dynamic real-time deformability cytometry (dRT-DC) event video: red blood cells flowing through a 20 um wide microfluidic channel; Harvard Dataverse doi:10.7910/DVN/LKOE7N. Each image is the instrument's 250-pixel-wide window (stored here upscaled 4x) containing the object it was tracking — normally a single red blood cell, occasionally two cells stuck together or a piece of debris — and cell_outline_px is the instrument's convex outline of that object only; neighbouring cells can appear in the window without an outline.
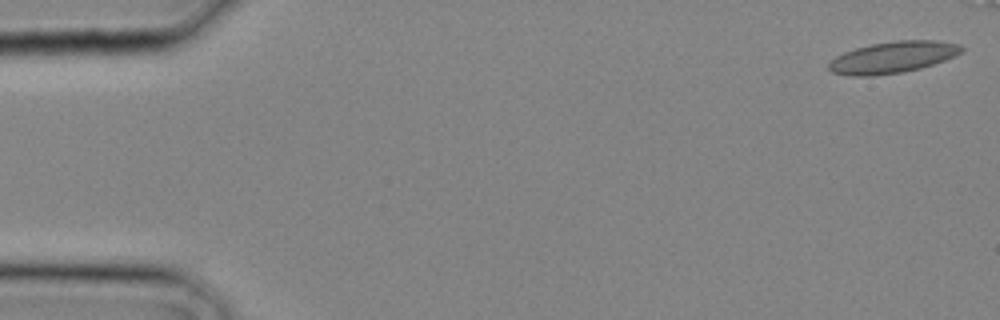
{"species": "common noctule bat (a hibernating species)", "species_latin": "Nyctalus noctula", "temperature_condition": "cold", "stored_images_in_passage": 16, "segment_of_instrument_passage": [1, 2], "camera_frame_rate_fps": 3000, "um_per_image_px": 0.085, "animal": {"sex": "male", "body_mass_g": 20.4}, "frame": {"image": 1, "passage_image": 1, "time_ms": 0.0, "image_size_px": [1000, 320], "cell_outline_px": [[964, 48], [960, 52], [944, 60], [920, 68], [900, 72], [872, 76], [852, 76], [832, 72], [828, 68], [828, 64], [836, 56], [844, 52], [856, 48], [872, 44], [896, 40], [936, 40], [960, 44]], "centroid_in_image_um": [75.87, 4.86], "position_along_channel_um": 9.1, "area_um2": 24.1}}
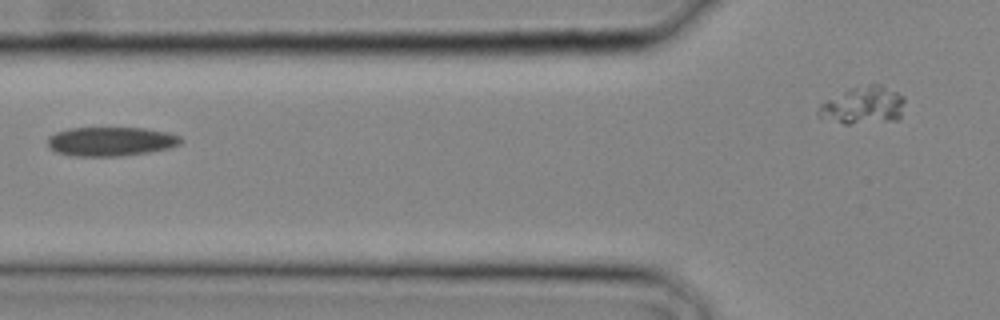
{"frame": {"image": 2, "passage_image": 12, "time_ms": 3.667, "image_size_px": [1000, 320], "cell_outline_px": [[184, 140], [180, 144], [172, 148], [124, 156], [72, 156], [56, 152], [48, 148], [48, 136], [56, 132], [68, 128], [144, 128], [168, 132], [180, 136]], "centroid_in_image_um": [9.43, 12.03], "position_along_channel_um": 116.4, "area_um2": 22.89}}
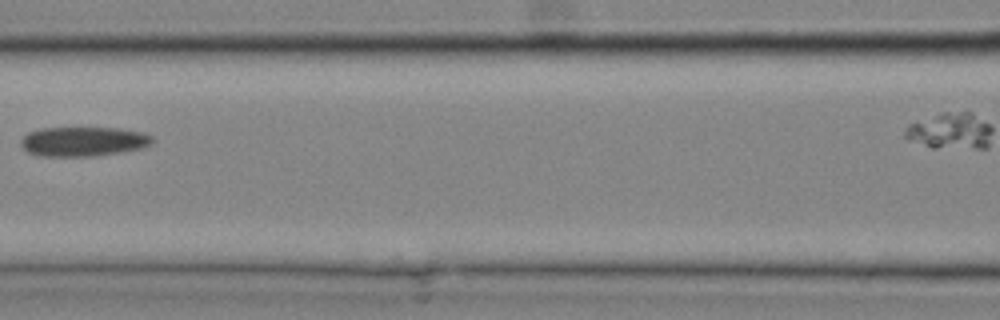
{"frame": {"image": 3, "passage_image": 14, "time_ms": 4.333, "image_size_px": [1000, 320], "cell_outline_px": [[156, 140], [152, 144], [140, 148], [120, 152], [96, 156], [36, 156], [28, 152], [20, 144], [20, 140], [28, 132], [40, 128], [120, 128], [144, 132], [152, 136]], "centroid_in_image_um": [7.09, 12.02], "position_along_channel_um": 159.5, "area_um2": 22.83}}